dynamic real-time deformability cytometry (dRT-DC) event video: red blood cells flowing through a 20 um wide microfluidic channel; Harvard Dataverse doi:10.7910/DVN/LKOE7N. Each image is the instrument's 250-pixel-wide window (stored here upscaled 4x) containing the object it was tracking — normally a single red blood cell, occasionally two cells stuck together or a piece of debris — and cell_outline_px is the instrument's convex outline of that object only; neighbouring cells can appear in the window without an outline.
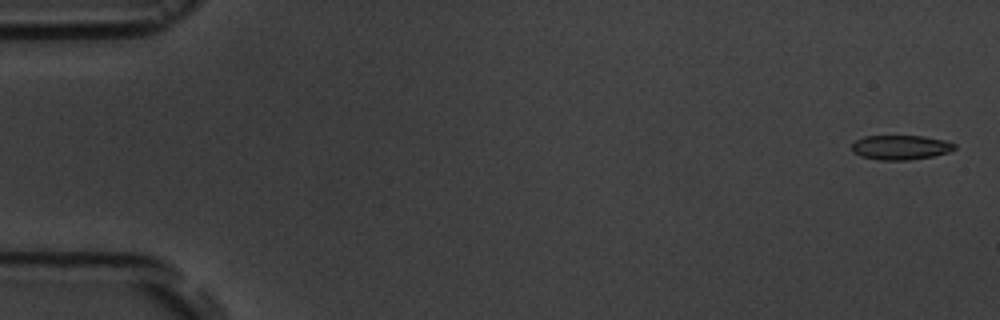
{"species": "common noctule bat (a hibernating species)", "species_latin": "Nyctalus noctula", "temperature_condition": "room temperature", "stored_images_in_passage": 6, "camera_frame_rate_fps": 3000, "um_per_image_px": 0.085, "animal": {"sex": "male", "body_mass_g": 19.5, "forearm_length_mm": 54.6}, "frame": {"image": 1, "passage_image": 1, "time_ms": 0.0, "image_size_px": [1000, 320], "cell_outline_px": [[956, 148], [948, 152], [932, 156], [908, 160], [880, 160], [860, 156], [852, 152], [852, 144], [856, 140], [864, 136], [924, 136], [944, 140], [956, 144]], "centroid_in_image_um": [76.53, 12.52], "position_along_channel_um": 8.5, "area_um2": 14.68}}
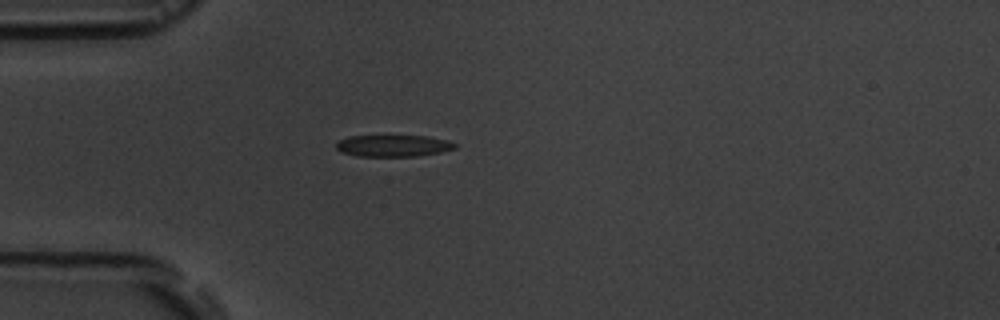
{"frame": {"image": 2, "passage_image": 5, "time_ms": 4.667, "image_size_px": [1000, 320], "cell_outline_px": [[456, 148], [440, 152], [416, 156], [356, 156], [340, 152], [336, 148], [336, 144], [340, 140], [348, 136], [428, 136], [448, 140], [456, 144]], "centroid_in_image_um": [33.41, 12.39], "position_along_channel_um": 51.6, "area_um2": 14.97}}